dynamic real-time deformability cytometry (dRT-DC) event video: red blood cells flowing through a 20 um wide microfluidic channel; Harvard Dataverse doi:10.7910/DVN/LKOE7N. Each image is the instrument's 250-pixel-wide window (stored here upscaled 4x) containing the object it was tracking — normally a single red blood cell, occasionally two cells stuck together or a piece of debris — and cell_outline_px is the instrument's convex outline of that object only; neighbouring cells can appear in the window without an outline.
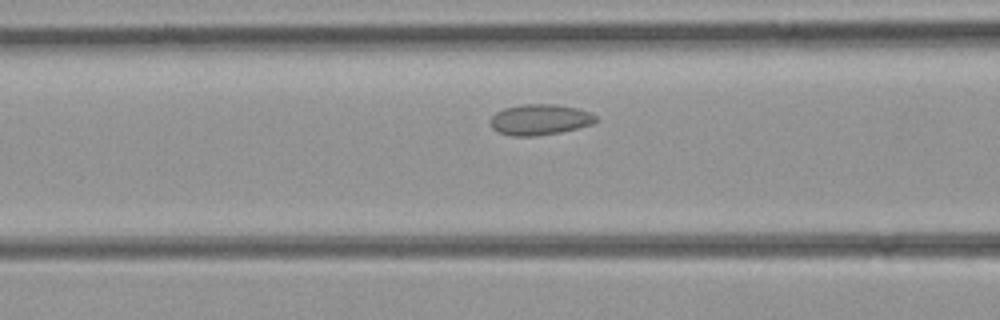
{"species": "common noctule bat (a hibernating species)", "species_latin": "Nyctalus noctula", "temperature_condition": "room temperature", "stored_images_in_passage": 9, "camera_frame_rate_fps": 3000, "um_per_image_px": 0.085, "animal": {"sex": "female", "body_mass_g": 21.9}, "frame": {"image": 1, "passage_image": 7, "time_ms": 2.0, "image_size_px": [1000, 320], "cell_outline_px": [[596, 120], [592, 124], [560, 132], [536, 136], [512, 136], [500, 132], [492, 128], [488, 120], [496, 112], [504, 108], [520, 104], [552, 104], [576, 108], [588, 112], [596, 116]], "centroid_in_image_um": [45.83, 10.16], "position_along_channel_um": 120.8, "area_um2": 18.79}}